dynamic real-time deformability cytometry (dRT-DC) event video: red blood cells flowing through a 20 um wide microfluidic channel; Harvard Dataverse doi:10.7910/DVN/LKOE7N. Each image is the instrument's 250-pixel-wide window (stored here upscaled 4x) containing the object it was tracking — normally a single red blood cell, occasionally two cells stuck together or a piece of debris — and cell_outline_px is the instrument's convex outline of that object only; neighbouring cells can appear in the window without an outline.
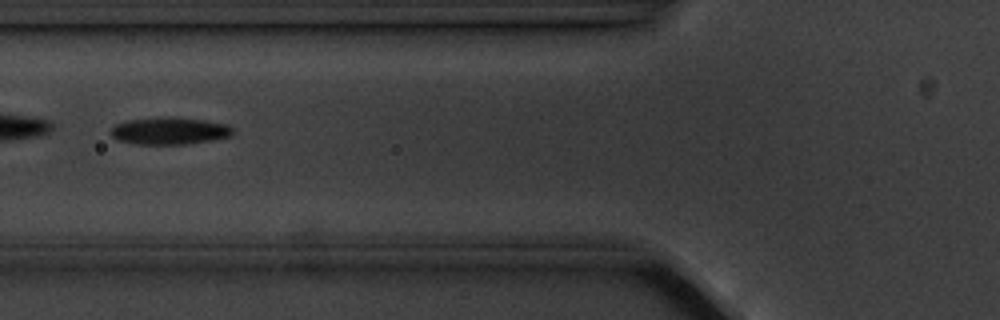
{"species": "common noctule bat (a hibernating species)", "species_latin": "Nyctalus noctula", "temperature_condition": "cold", "stored_images_in_passage": 8, "camera_frame_rate_fps": 3000, "um_per_image_px": 0.085, "animal": {"sex": "male", "body_mass_g": 20.1, "forearm_length_mm": 53.5}, "frame": {"image": 1, "passage_image": 6, "time_ms": 6.0, "image_size_px": [1000, 320], "cell_outline_px": [[232, 136], [212, 140], [188, 144], [136, 144], [116, 140], [108, 132], [116, 124], [128, 120], [160, 116], [172, 116], [204, 120], [228, 124], [232, 128]], "centroid_in_image_um": [14.39, 11.11], "position_along_channel_um": 111.4, "area_um2": 19.65}}